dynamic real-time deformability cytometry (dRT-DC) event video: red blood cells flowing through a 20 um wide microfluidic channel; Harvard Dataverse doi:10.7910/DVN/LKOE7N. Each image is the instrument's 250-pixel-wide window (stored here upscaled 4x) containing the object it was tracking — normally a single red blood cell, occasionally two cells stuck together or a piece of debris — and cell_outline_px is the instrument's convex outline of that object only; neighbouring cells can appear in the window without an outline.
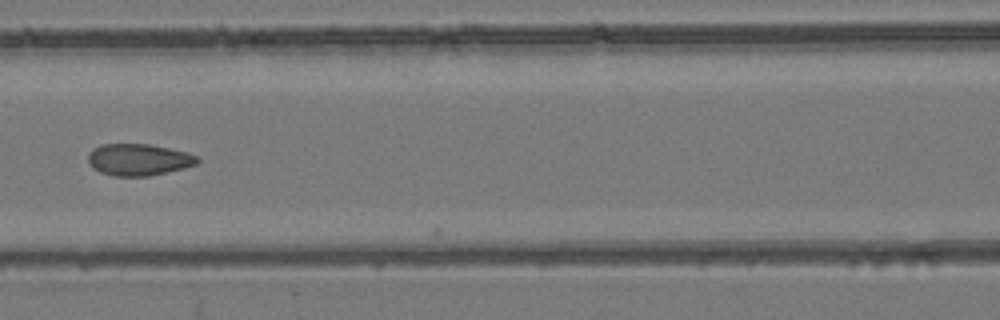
{"species": "common noctule bat (a hibernating species)", "species_latin": "Nyctalus noctula", "temperature_condition": "room temperature", "stored_images_in_passage": 7, "camera_frame_rate_fps": 3000, "um_per_image_px": 0.085, "animal": {"sex": "female", "body_mass_g": 24.6, "forearm_length_mm": 56.2}, "frame": {"image": 1, "passage_image": 6, "time_ms": 7.333, "image_size_px": [1000, 320], "cell_outline_px": [[200, 160], [196, 164], [184, 168], [148, 176], [112, 176], [100, 172], [92, 168], [88, 160], [88, 156], [92, 148], [100, 144], [148, 144], [188, 152], [196, 156]], "centroid_in_image_um": [11.75, 13.57], "position_along_channel_um": 154.8, "area_um2": 20.23}}